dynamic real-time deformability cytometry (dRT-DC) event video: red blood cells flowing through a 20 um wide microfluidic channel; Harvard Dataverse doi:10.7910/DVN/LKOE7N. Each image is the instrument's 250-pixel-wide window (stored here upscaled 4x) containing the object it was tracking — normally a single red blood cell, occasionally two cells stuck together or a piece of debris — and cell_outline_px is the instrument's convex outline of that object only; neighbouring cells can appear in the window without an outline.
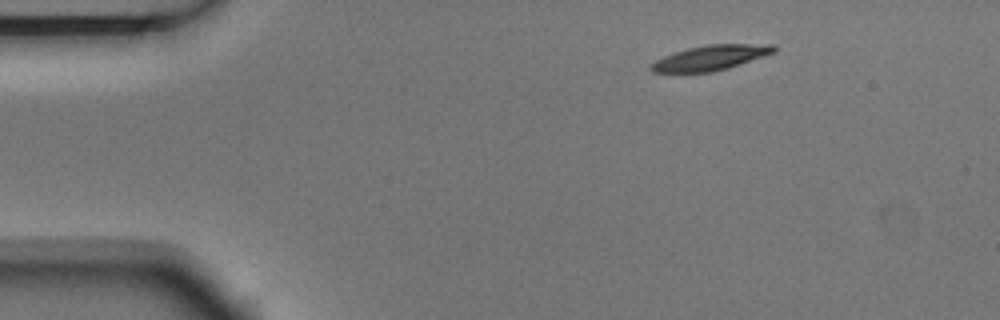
{"species": "Egyptian fruit bat (a non-hibernating species)", "species_latin": "Rousettus aegyptiacus", "temperature_condition": "room temperature", "stored_images_in_passage": 3, "camera_frame_rate_fps": 3000, "um_per_image_px": 0.085, "animal": {"sex": "male"}, "frame": {"image": 1, "passage_image": 1, "time_ms": 0.0, "image_size_px": [1000, 320], "cell_outline_px": [[776, 52], [728, 68], [712, 72], [652, 72], [648, 68], [656, 60], [664, 56], [688, 48], [708, 44], [772, 44], [776, 48]], "centroid_in_image_um": [60.42, 4.9], "position_along_channel_um": 24.6, "area_um2": 17.74}}